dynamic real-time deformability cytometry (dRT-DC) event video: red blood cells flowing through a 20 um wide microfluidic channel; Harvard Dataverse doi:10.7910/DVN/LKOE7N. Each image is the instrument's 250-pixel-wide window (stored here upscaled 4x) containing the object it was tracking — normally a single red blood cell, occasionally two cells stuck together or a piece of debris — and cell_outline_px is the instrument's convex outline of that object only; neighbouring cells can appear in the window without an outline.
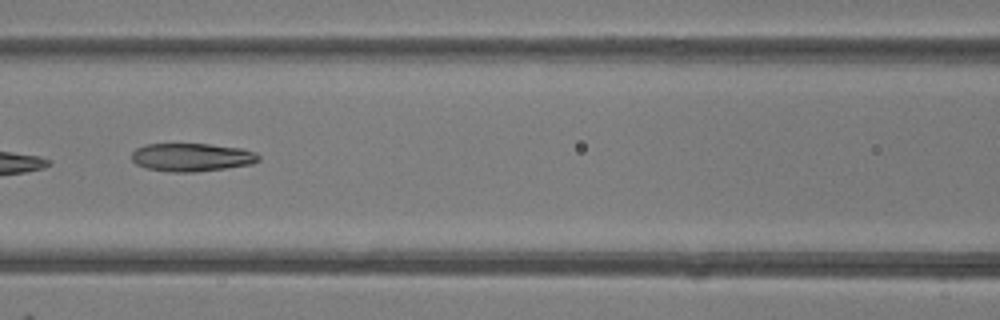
{"species": "common noctule bat (a hibernating species)", "species_latin": "Nyctalus noctula", "temperature_condition": "room temperature", "stored_images_in_passage": 3, "camera_frame_rate_fps": 3000, "um_per_image_px": 0.085, "animal": {"sex": "female"}, "frame": {"image": 1, "passage_image": 3, "time_ms": 2.333, "image_size_px": [1000, 320], "cell_outline_px": [[260, 160], [252, 164], [196, 172], [168, 172], [148, 168], [136, 164], [132, 160], [132, 152], [136, 148], [144, 144], [208, 144], [244, 148], [256, 152], [260, 156]], "centroid_in_image_um": [16.32, 13.36], "position_along_channel_um": 150.3, "area_um2": 20.98}}